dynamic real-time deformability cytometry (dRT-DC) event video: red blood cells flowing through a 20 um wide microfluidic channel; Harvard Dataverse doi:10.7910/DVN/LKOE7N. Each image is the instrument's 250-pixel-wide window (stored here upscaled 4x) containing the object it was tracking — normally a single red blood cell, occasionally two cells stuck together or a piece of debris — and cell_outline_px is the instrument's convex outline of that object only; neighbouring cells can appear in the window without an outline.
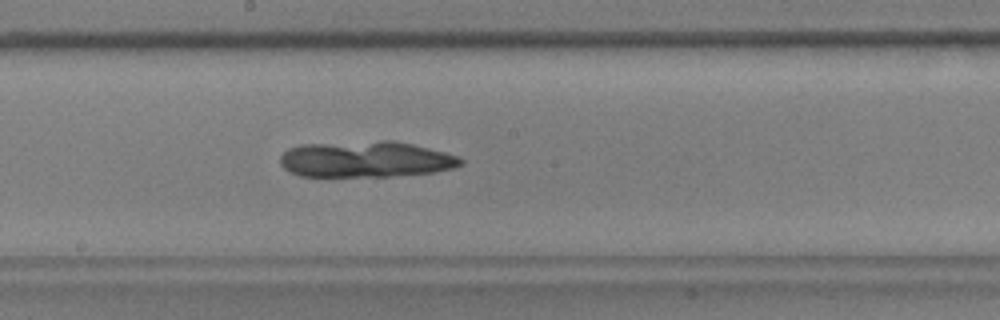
{"species": "common noctule bat (a hibernating species)", "species_latin": "Nyctalus noctula", "temperature_condition": "warm", "stored_images_in_passage": 39, "segment_of_instrument_passage": [1, 2], "camera_frame_rate_fps": 3000, "um_per_image_px": 0.085, "animal": {"sex": "male", "body_mass_g": 17.9, "forearm_length_mm": 54.2}, "frame": {"image": 1, "passage_image": 13, "time_ms": 4.0, "image_size_px": [1000, 320], "cell_outline_px": [[460, 160], [456, 164], [440, 168], [416, 172], [340, 176], [312, 176], [300, 172], [284, 164], [284, 160], [292, 152], [300, 148], [380, 144], [396, 144], [416, 148], [448, 156]], "centroid_in_image_um": [31.04, 13.62], "position_along_channel_um": 217.2, "area_um2": 30.35}}
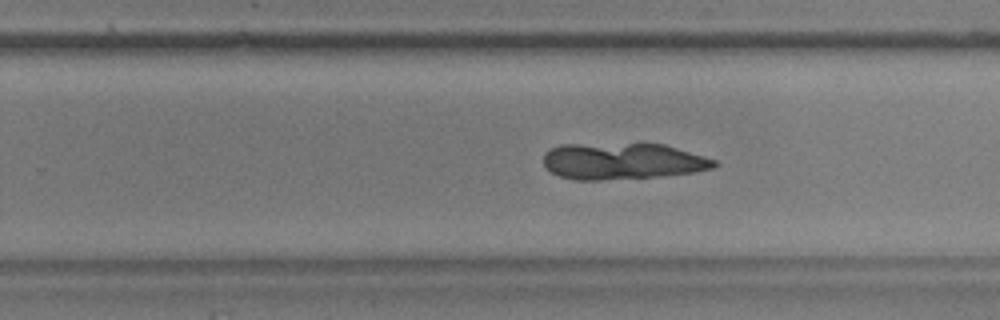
{"frame": {"image": 2, "passage_image": 18, "time_ms": 5.667, "image_size_px": [1000, 320], "cell_outline_px": [[712, 164], [704, 168], [680, 172], [644, 176], [568, 176], [556, 172], [548, 168], [544, 160], [548, 152], [556, 148], [636, 144], [656, 144], [712, 160]], "centroid_in_image_um": [52.9, 13.66], "position_along_channel_um": 276.9, "area_um2": 30.75}}
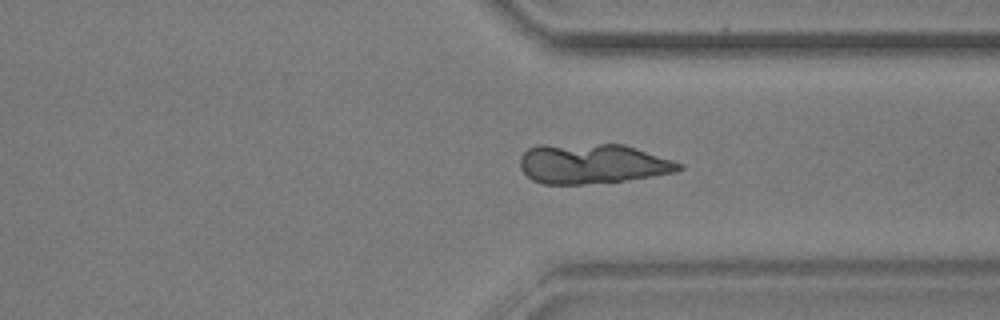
{"frame": {"image": 3, "passage_image": 25, "time_ms": 8.0, "image_size_px": [1000, 320], "cell_outline_px": [[680, 168], [664, 172], [616, 180], [568, 184], [556, 184], [536, 180], [524, 168], [524, 156], [532, 148], [608, 144], [616, 144], [632, 148], [676, 164]], "centroid_in_image_um": [50.29, 13.92], "position_along_channel_um": 361.1, "area_um2": 32.6}}